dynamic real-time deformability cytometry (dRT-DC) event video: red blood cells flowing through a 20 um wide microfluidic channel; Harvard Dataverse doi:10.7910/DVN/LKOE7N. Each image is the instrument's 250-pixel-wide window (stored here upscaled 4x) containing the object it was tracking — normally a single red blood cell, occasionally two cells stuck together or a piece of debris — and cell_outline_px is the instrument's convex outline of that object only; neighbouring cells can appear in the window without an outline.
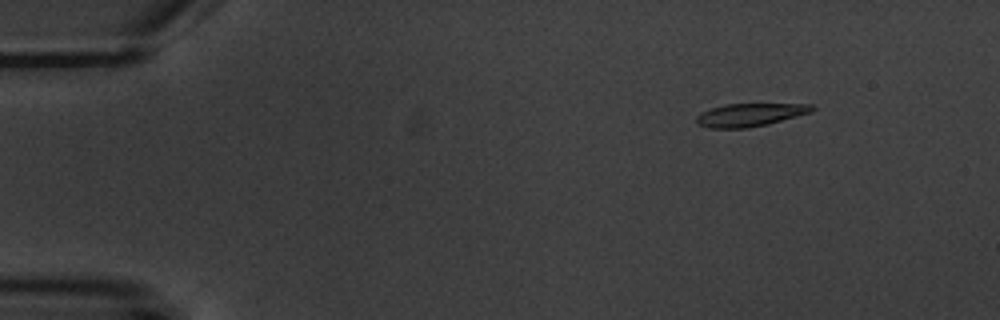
{"species": "common noctule bat (a hibernating species)", "species_latin": "Nyctalus noctula", "temperature_condition": "warm", "stored_images_in_passage": 6, "camera_frame_rate_fps": 3000, "um_per_image_px": 0.085, "animal": {"sex": "male", "body_mass_g": 20.1, "forearm_length_mm": 53.5}, "frame": {"image": 1, "passage_image": 3, "time_ms": 2.333, "image_size_px": [1000, 320], "cell_outline_px": [[816, 108], [812, 112], [768, 124], [748, 128], [708, 128], [696, 124], [696, 116], [700, 112], [724, 104], [812, 104]], "centroid_in_image_um": [63.73, 9.76], "position_along_channel_um": 21.3, "area_um2": 15.61}}
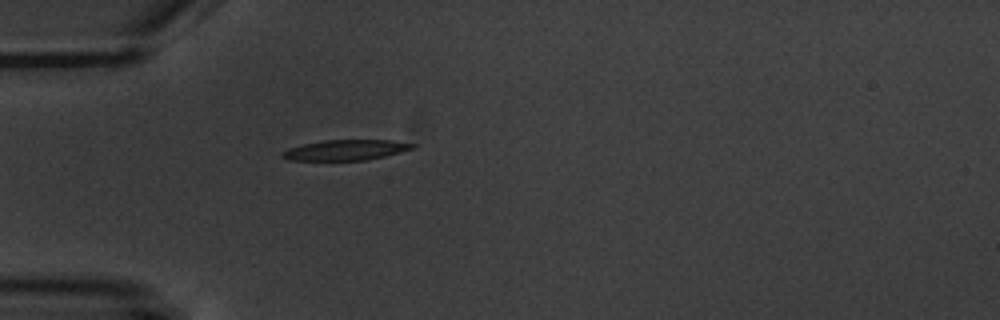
{"frame": {"image": 2, "passage_image": 6, "time_ms": 5.667, "image_size_px": [1000, 320], "cell_outline_px": [[416, 148], [384, 156], [364, 160], [288, 160], [280, 156], [280, 152], [288, 148], [304, 144], [324, 140], [388, 140], [416, 144]], "centroid_in_image_um": [29.35, 12.75], "position_along_channel_um": 55.6, "area_um2": 15.43}}